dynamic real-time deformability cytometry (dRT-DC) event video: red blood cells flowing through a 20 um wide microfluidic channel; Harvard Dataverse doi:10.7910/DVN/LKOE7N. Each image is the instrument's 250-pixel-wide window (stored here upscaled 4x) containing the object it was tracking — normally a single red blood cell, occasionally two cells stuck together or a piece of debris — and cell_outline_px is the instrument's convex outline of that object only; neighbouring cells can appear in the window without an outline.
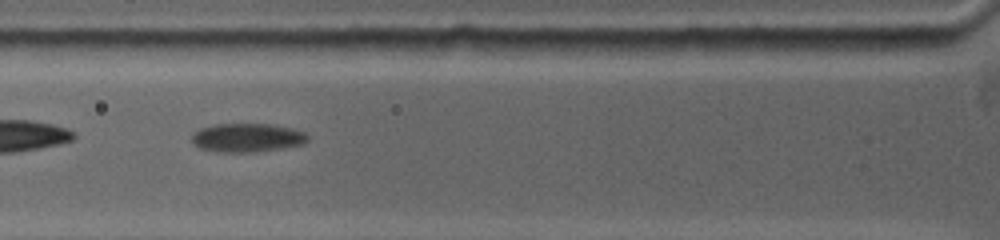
{"species": "common noctule bat (a hibernating species)", "species_latin": "Nyctalus noctula", "temperature_condition": "warm", "stored_images_in_passage": 54, "camera_frame_rate_fps": 5000, "um_per_image_px": 0.085, "animal": {"sex": "female", "body_mass_g": 19.0, "forearm_length_mm": 53.3}, "frame": {"image": 1, "passage_image": 9, "time_ms": 1.6, "image_size_px": [1000, 240], "cell_outline_px": [[308, 140], [300, 144], [276, 148], [244, 152], [228, 152], [200, 148], [192, 140], [192, 136], [200, 128], [216, 124], [272, 124], [292, 128], [304, 132], [308, 136]], "centroid_in_image_um": [21.01, 11.67], "position_along_channel_um": 104.8, "area_um2": 18.73}}
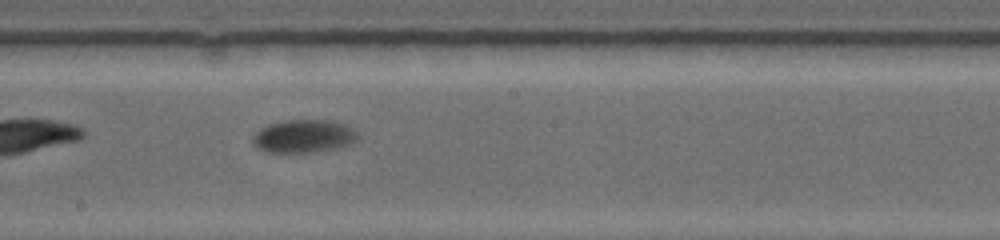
{"frame": {"image": 2, "passage_image": 25, "time_ms": 4.8, "image_size_px": [1000, 240], "cell_outline_px": [[356, 136], [352, 140], [344, 144], [328, 148], [304, 152], [272, 152], [260, 148], [252, 140], [252, 136], [260, 128], [268, 124], [288, 120], [332, 120], [344, 124], [352, 128], [356, 132]], "centroid_in_image_um": [25.73, 11.53], "position_along_channel_um": 222.5, "area_um2": 19.25}}
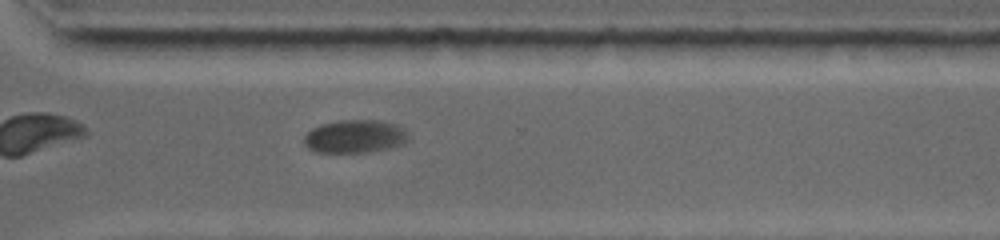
{"frame": {"image": 3, "passage_image": 41, "time_ms": 8.0, "image_size_px": [1000, 240], "cell_outline_px": [[404, 140], [400, 144], [384, 148], [364, 152], [316, 152], [308, 148], [304, 144], [304, 136], [312, 128], [320, 124], [340, 120], [376, 120], [396, 124], [404, 128]], "centroid_in_image_um": [30.06, 11.58], "position_along_channel_um": 340.5, "area_um2": 19.59}}